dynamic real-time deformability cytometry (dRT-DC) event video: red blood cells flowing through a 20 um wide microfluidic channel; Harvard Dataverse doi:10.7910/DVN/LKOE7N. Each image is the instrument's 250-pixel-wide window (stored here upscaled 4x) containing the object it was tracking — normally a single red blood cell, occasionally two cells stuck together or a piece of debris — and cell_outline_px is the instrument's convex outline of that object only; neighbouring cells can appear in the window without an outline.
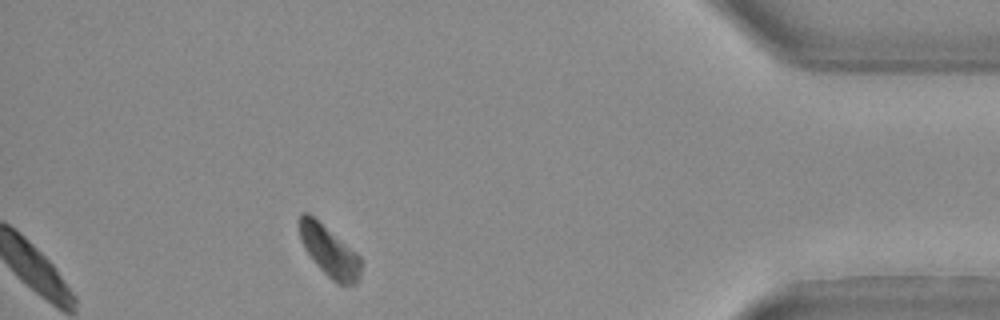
{"species": "Egyptian fruit bat (a non-hibernating species)", "species_latin": "Rousettus aegyptiacus", "temperature_condition": "warm", "stored_images_in_passage": 28, "camera_frame_rate_fps": 3000, "um_per_image_px": 0.085, "animal": {"sex": "female"}, "frame": {"image": 1, "passage_image": 24, "time_ms": 7.667, "image_size_px": [1000, 320], "cell_outline_px": [[360, 276], [356, 284], [336, 284], [316, 264], [304, 248], [300, 236], [300, 212], [308, 212], [356, 252], [360, 256]], "centroid_in_image_um": [27.99, 21.36], "position_along_channel_um": 407.2, "area_um2": 17.86}}